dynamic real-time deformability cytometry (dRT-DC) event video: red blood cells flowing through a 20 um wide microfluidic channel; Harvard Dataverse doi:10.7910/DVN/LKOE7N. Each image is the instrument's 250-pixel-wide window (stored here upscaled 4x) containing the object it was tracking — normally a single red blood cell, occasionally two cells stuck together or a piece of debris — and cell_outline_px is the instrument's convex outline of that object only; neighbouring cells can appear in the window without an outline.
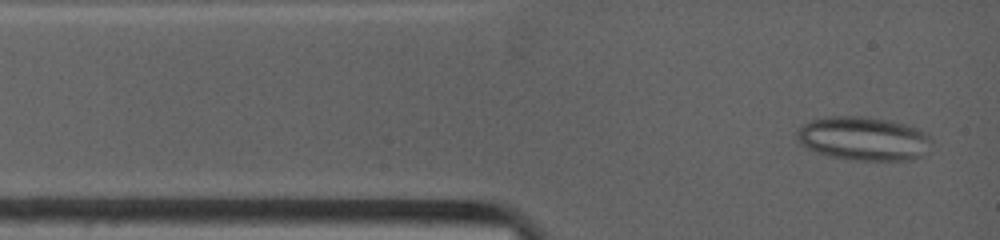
{"species": "common noctule bat (a hibernating species)", "species_latin": "Nyctalus noctula", "temperature_condition": "warm", "stored_images_in_passage": 51, "camera_frame_rate_fps": 4500, "um_per_image_px": 0.085, "animal": {"sex": "female", "body_mass_g": 19.0, "forearm_length_mm": 53.3}, "frame": {"image": 1, "passage_image": 1, "time_ms": 0.0, "image_size_px": [1000, 240], "cell_outline_px": [[928, 136], [920, 156], [912, 160], [852, 160], [832, 156], [816, 152], [800, 144], [796, 136], [800, 128], [804, 124], [812, 120], [828, 116], [860, 116], [892, 120], [908, 124], [920, 128], [928, 132]], "centroid_in_image_um": [73.36, 11.76], "position_along_channel_um": 11.6, "area_um2": 33.93}}
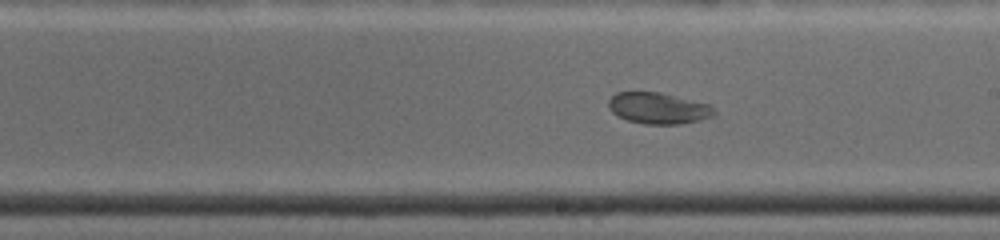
{"frame": {"image": 2, "passage_image": 26, "time_ms": 6.444, "image_size_px": [1000, 240], "cell_outline_px": [[716, 112], [712, 116], [700, 120], [680, 124], [644, 124], [628, 120], [616, 116], [608, 108], [608, 100], [616, 92], [660, 92], [712, 104]], "centroid_in_image_um": [55.96, 9.19], "position_along_channel_um": 233.0, "area_um2": 19.48}}
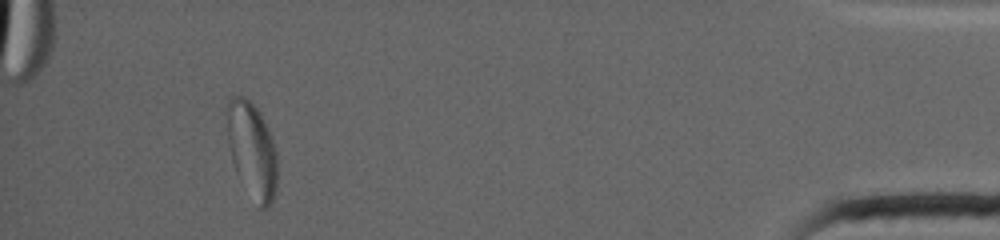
{"frame": {"image": 3, "passage_image": 51, "time_ms": 13.333, "image_size_px": [1000, 240], "cell_outline_px": [[276, 192], [268, 208], [260, 208], [236, 172], [232, 160], [228, 144], [224, 112], [228, 100], [232, 96], [244, 96], [260, 112], [268, 128], [276, 152]], "centroid_in_image_um": [21.38, 12.7], "position_along_channel_um": 413.8, "area_um2": 28.15}}